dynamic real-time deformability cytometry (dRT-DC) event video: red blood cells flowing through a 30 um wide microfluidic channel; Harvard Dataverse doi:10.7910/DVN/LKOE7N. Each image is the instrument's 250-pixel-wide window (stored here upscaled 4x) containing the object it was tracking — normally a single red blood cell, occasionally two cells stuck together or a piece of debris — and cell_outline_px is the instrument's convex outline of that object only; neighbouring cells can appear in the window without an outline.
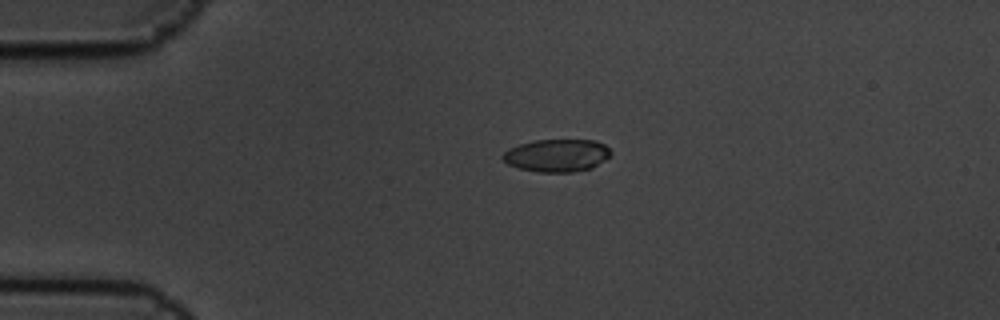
{"species": "common noctule bat (a hibernating species)", "species_latin": "Nyctalus noctula", "temperature_condition": "cold", "stored_images_in_passage": 12, "camera_frame_rate_fps": 3000, "um_per_image_px": 0.085, "animal": {"sex": "male", "body_mass_g": 19.5, "forearm_length_mm": 54.6}, "frame": {"image": 1, "passage_image": 1, "time_ms": 0.0, "image_size_px": [1000, 320], "cell_outline_px": [[612, 152], [604, 160], [592, 168], [572, 172], [540, 172], [520, 168], [508, 164], [500, 156], [508, 148], [532, 140], [596, 140], [604, 144]], "centroid_in_image_um": [47.32, 13.2], "position_along_channel_um": 37.7, "area_um2": 20.52}}
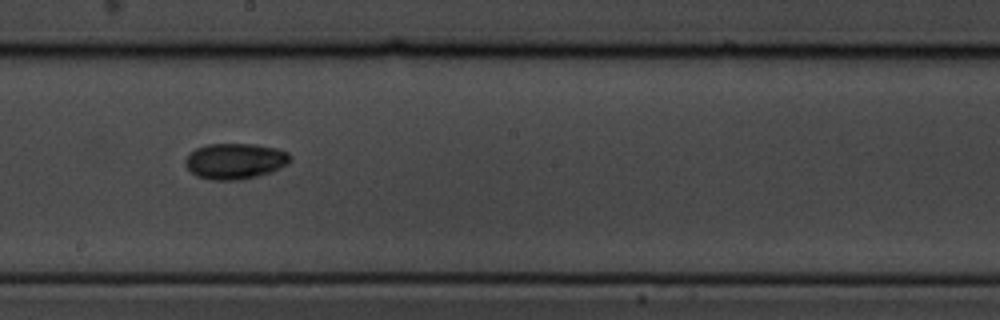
{"frame": {"image": 2, "passage_image": 6, "time_ms": 1.667, "image_size_px": [1000, 320], "cell_outline_px": [[292, 160], [288, 164], [272, 172], [240, 180], [212, 180], [196, 176], [184, 164], [184, 160], [188, 152], [196, 148], [208, 144], [256, 144], [276, 148], [288, 152], [292, 156]], "centroid_in_image_um": [19.99, 13.69], "position_along_channel_um": 228.2, "area_um2": 22.2}}
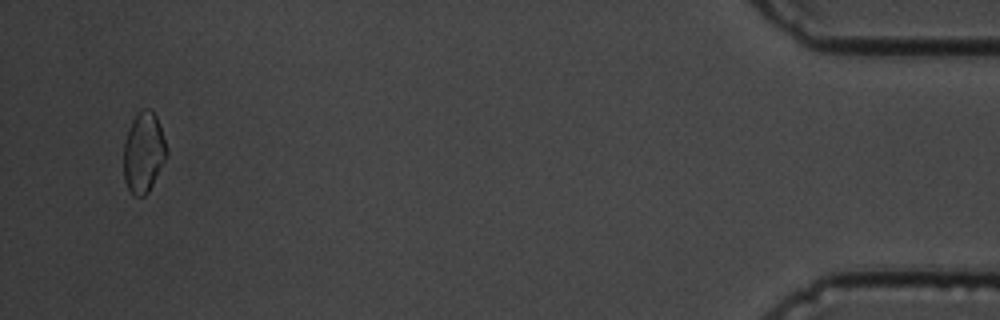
{"frame": {"image": 3, "passage_image": 12, "time_ms": 3.667, "image_size_px": [1000, 320], "cell_outline_px": [[168, 152], [148, 192], [144, 196], [136, 196], [128, 188], [124, 180], [124, 144], [132, 120], [144, 108], [152, 108], [156, 116], [168, 148]], "centroid_in_image_um": [12.21, 12.94], "position_along_channel_um": 423.0, "area_um2": 19.77}}